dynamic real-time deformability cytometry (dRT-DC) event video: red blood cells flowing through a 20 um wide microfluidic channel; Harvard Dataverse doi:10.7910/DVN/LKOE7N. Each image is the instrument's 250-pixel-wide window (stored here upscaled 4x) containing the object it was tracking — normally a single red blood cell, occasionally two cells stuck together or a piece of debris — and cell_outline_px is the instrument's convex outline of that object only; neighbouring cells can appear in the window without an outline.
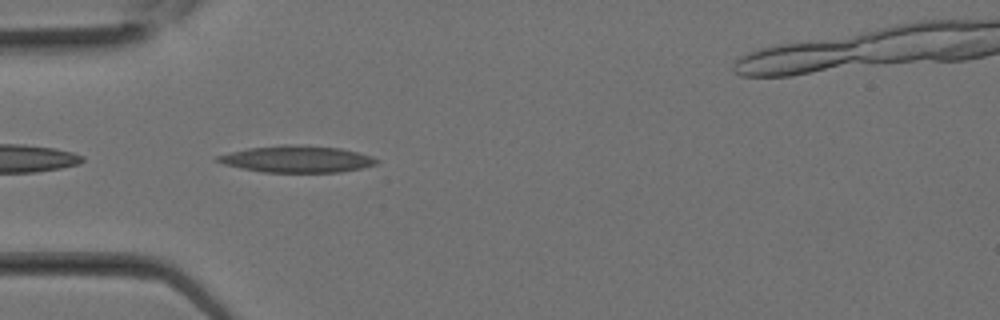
{"species": "Egyptian fruit bat (a non-hibernating species)", "species_latin": "Rousettus aegyptiacus", "temperature_condition": "room temperature", "stored_images_in_passage": 12, "camera_frame_rate_fps": 3000, "um_per_image_px": 0.085, "animal": {"sex": "female"}, "frame": {"image": 1, "passage_image": 7, "time_ms": 2.0, "image_size_px": [1000, 320], "cell_outline_px": [[380, 160], [376, 164], [360, 168], [340, 172], [264, 172], [240, 168], [224, 164], [212, 160], [216, 156], [248, 148], [284, 144], [292, 144], [340, 148], [360, 152], [372, 156]], "centroid_in_image_um": [25.23, 13.52], "position_along_channel_um": 59.8, "area_um2": 24.8}}
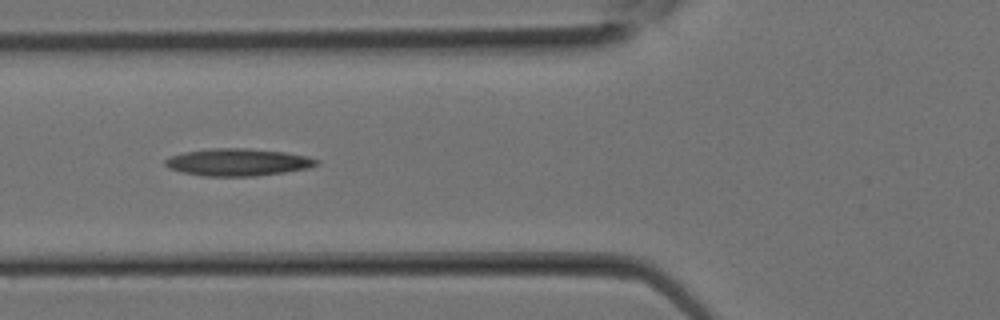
{"frame": {"image": 2, "passage_image": 9, "time_ms": 2.667, "image_size_px": [1000, 320], "cell_outline_px": [[320, 164], [308, 168], [284, 172], [256, 176], [204, 176], [184, 172], [168, 168], [164, 164], [164, 160], [168, 156], [184, 152], [212, 148], [248, 148], [284, 152], [308, 156], [320, 160]], "centroid_in_image_um": [20.22, 13.78], "position_along_channel_um": 105.6, "area_um2": 24.16}}
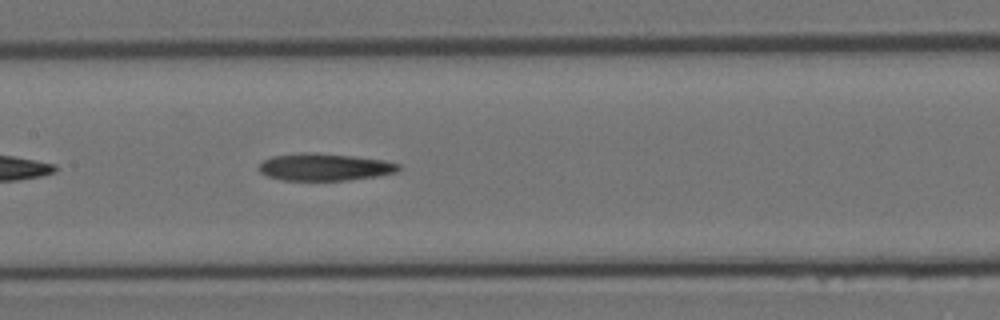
{"frame": {"image": 3, "passage_image": 12, "time_ms": 3.667, "image_size_px": [1000, 320], "cell_outline_px": [[404, 168], [396, 172], [376, 176], [348, 180], [284, 180], [268, 176], [260, 172], [260, 164], [264, 160], [272, 156], [304, 152], [352, 156], [384, 160], [400, 164]], "centroid_in_image_um": [27.63, 14.2], "position_along_channel_um": 179.8, "area_um2": 21.96}}